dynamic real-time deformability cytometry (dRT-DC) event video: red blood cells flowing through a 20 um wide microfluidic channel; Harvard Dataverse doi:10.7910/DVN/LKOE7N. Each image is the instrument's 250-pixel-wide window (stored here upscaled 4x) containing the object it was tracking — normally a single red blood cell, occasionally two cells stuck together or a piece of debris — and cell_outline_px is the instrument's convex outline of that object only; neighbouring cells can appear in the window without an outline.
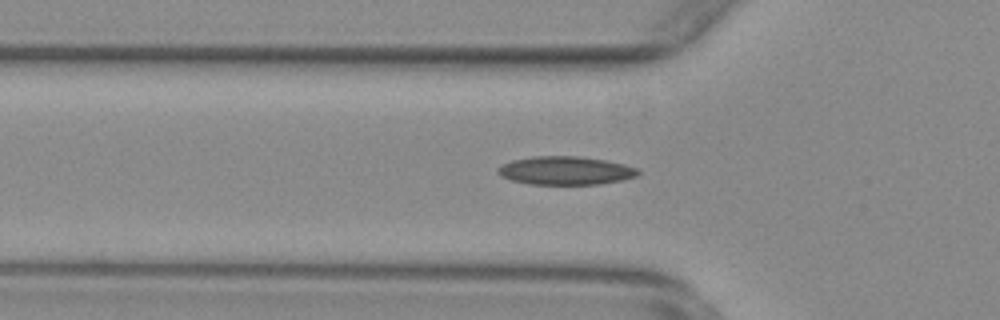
{"species": "common noctule bat (a hibernating species)", "species_latin": "Nyctalus noctula", "temperature_condition": "warm", "stored_images_in_passage": 18, "camera_frame_rate_fps": 3000, "um_per_image_px": 0.085, "animal": {"sex": "female", "body_mass_g": 29.2, "forearm_length_mm": 56.3}, "frame": {"image": 1, "passage_image": 4, "time_ms": 1.0, "image_size_px": [1000, 320], "cell_outline_px": [[640, 172], [636, 176], [624, 180], [600, 184], [528, 184], [512, 180], [500, 176], [496, 172], [496, 168], [512, 160], [532, 156], [576, 156], [604, 160], [624, 164], [636, 168]], "centroid_in_image_um": [48.04, 14.5], "position_along_channel_um": 77.8, "area_um2": 23.18}}
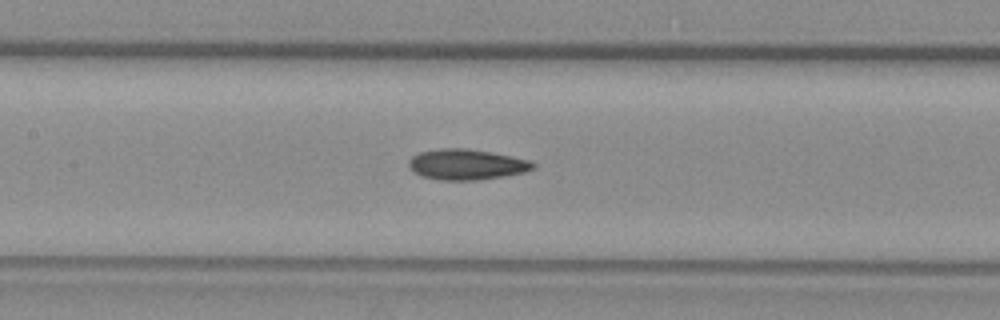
{"frame": {"image": 2, "passage_image": 11, "time_ms": 3.333, "image_size_px": [1000, 320], "cell_outline_px": [[536, 168], [524, 172], [504, 176], [480, 180], [436, 180], [420, 176], [412, 172], [408, 164], [408, 160], [412, 156], [420, 152], [440, 148], [468, 148], [528, 160], [536, 164]], "centroid_in_image_um": [39.6, 13.99], "position_along_channel_um": 167.8, "area_um2": 22.25}}
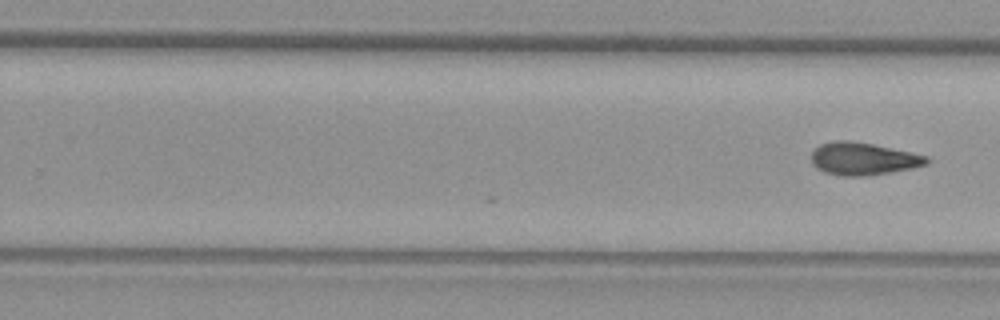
{"frame": {"image": 3, "passage_image": 18, "time_ms": 5.667, "image_size_px": [1000, 320], "cell_outline_px": [[932, 160], [928, 164], [912, 168], [864, 176], [840, 176], [824, 172], [816, 168], [812, 164], [812, 152], [820, 144], [836, 140], [848, 140], [872, 144], [928, 156]], "centroid_in_image_um": [73.36, 13.5], "position_along_channel_um": 256.4, "area_um2": 21.79}}